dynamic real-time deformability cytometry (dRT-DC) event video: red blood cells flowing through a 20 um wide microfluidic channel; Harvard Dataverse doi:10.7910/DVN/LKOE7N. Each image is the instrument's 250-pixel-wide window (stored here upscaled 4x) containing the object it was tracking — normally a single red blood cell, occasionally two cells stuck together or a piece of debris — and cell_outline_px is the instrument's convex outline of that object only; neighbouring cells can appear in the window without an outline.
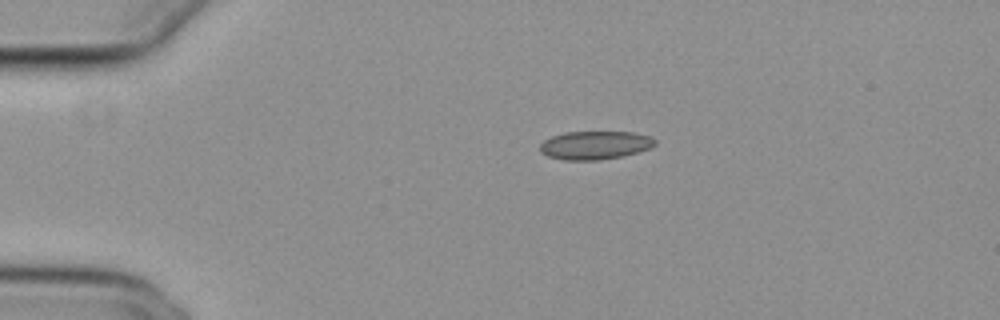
{"species": "common noctule bat (a hibernating species)", "species_latin": "Nyctalus noctula", "temperature_condition": "cold", "stored_images_in_passage": 34, "camera_frame_rate_fps": 3000, "um_per_image_px": 0.085, "animal": {"sex": "female", "body_mass_g": 29.2, "forearm_length_mm": 56.3}, "frame": {"image": 1, "passage_image": 1, "time_ms": 0.0, "image_size_px": [1000, 320], "cell_outline_px": [[656, 144], [648, 148], [636, 152], [620, 156], [600, 160], [564, 160], [548, 156], [540, 152], [540, 144], [544, 140], [552, 136], [564, 132], [632, 132], [648, 136], [656, 140]], "centroid_in_image_um": [50.53, 12.34], "position_along_channel_um": 34.5, "area_um2": 18.84}}
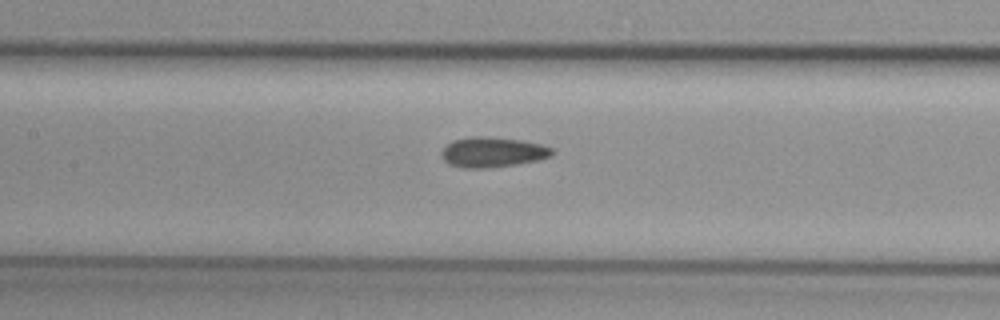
{"frame": {"image": 2, "passage_image": 15, "time_ms": 4.667, "image_size_px": [1000, 320], "cell_outline_px": [[556, 152], [552, 156], [536, 160], [516, 164], [488, 168], [464, 168], [448, 164], [440, 156], [440, 152], [452, 140], [468, 136], [488, 136], [524, 140], [540, 144], [552, 148]], "centroid_in_image_um": [41.85, 12.92], "position_along_channel_um": 165.5, "area_um2": 19.71}}
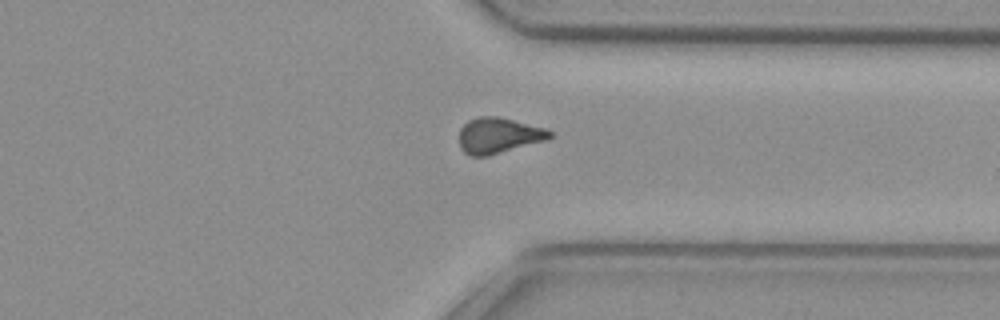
{"frame": {"image": 3, "passage_image": 31, "time_ms": 10.0, "image_size_px": [1000, 320], "cell_outline_px": [[552, 136], [544, 140], [488, 156], [472, 156], [464, 152], [460, 148], [460, 128], [468, 120], [480, 116], [496, 116], [544, 128], [552, 132]], "centroid_in_image_um": [42.33, 11.52], "position_along_channel_um": 369.1, "area_um2": 18.5}}